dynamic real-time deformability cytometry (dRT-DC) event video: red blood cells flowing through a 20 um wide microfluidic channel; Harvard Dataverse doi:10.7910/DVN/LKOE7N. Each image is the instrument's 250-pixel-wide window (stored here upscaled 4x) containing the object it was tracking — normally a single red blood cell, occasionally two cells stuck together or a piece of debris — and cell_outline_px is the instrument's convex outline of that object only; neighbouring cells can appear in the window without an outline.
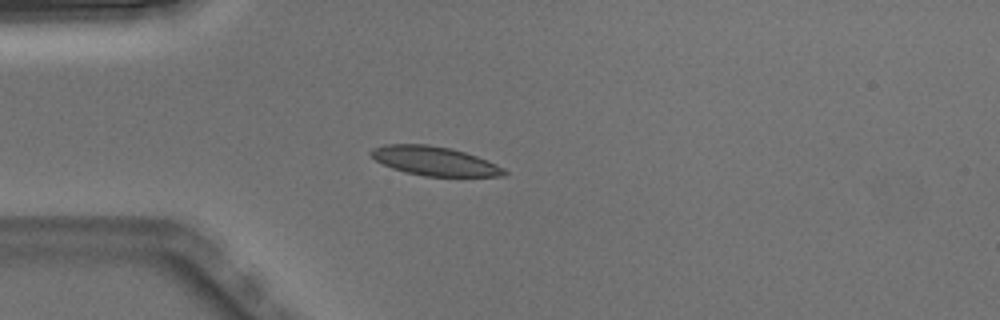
{"species": "Egyptian fruit bat (a non-hibernating species)", "species_latin": "Rousettus aegyptiacus", "temperature_condition": "warm", "stored_images_in_passage": 3, "camera_frame_rate_fps": 3000, "um_per_image_px": 0.085, "animal": {"sex": "male"}, "frame": {"image": 1, "passage_image": 2, "time_ms": 0.333, "image_size_px": [1000, 320], "cell_outline_px": [[508, 172], [504, 176], [424, 176], [404, 172], [392, 168], [376, 160], [368, 152], [372, 148], [384, 144], [428, 144], [452, 148], [488, 160], [504, 168]], "centroid_in_image_um": [36.93, 13.68], "position_along_channel_um": 48.1, "area_um2": 22.6}}